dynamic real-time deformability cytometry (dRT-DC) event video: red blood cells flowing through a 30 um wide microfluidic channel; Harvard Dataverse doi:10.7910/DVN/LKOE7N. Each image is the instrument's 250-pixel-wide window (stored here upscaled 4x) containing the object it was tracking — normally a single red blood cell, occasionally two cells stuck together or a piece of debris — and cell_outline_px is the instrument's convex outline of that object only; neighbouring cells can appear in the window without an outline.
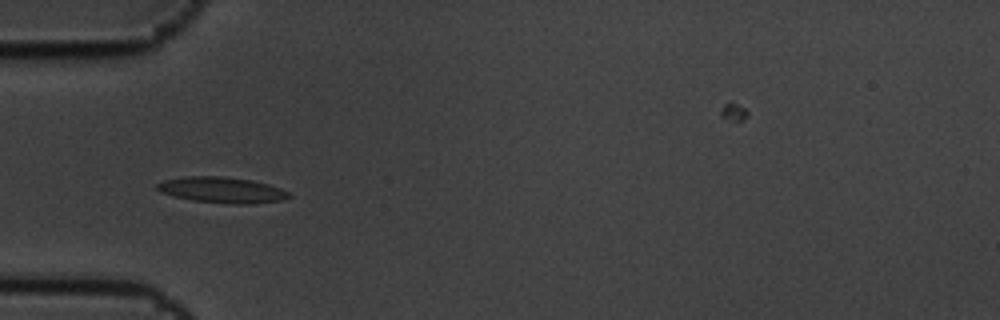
{"species": "common noctule bat (a hibernating species)", "species_latin": "Nyctalus noctula", "temperature_condition": "cold", "stored_images_in_passage": 5, "camera_frame_rate_fps": 3000, "um_per_image_px": 0.085, "animal": {"sex": "male", "body_mass_g": 19.5, "forearm_length_mm": 54.6}, "frame": {"image": 1, "passage_image": 5, "time_ms": 1.333, "image_size_px": [1000, 320], "cell_outline_px": [[292, 196], [280, 200], [248, 204], [236, 204], [192, 200], [160, 192], [156, 188], [156, 184], [164, 180], [188, 176], [224, 176], [252, 180], [268, 184], [280, 188], [288, 192]], "centroid_in_image_um": [18.86, 16.14], "position_along_channel_um": 66.1, "area_um2": 19.65}}